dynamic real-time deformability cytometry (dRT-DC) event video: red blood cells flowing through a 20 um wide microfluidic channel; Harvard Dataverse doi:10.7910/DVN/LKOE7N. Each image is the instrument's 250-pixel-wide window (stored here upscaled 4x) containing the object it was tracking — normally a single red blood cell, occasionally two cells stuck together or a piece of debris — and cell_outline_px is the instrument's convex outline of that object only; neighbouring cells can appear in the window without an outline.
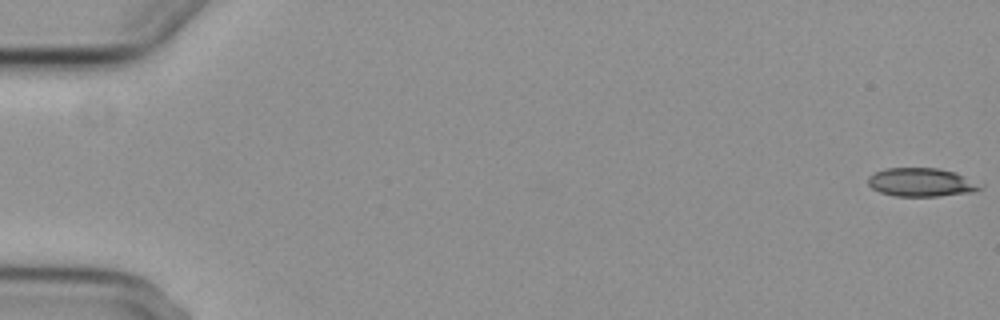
{"species": "common noctule bat (a hibernating species)", "species_latin": "Nyctalus noctula", "temperature_condition": "cold", "stored_images_in_passage": 5, "camera_frame_rate_fps": 3000, "um_per_image_px": 0.085, "animal": {"sex": "female", "body_mass_g": 29.2, "forearm_length_mm": 56.3}, "frame": {"image": 1, "passage_image": 1, "time_ms": 0.0, "image_size_px": [1000, 320], "cell_outline_px": [[980, 188], [972, 192], [940, 196], [896, 196], [880, 192], [872, 188], [868, 184], [868, 176], [884, 168], [936, 168], [956, 172]], "centroid_in_image_um": [78.19, 15.49], "position_along_channel_um": 6.8, "area_um2": 18.15}}
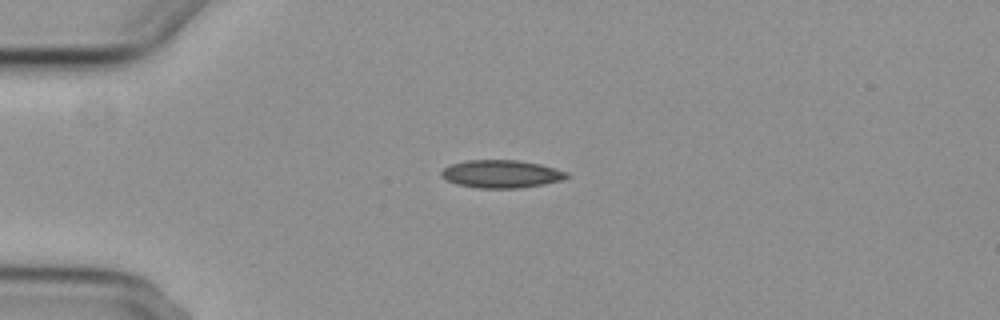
{"frame": {"image": 2, "passage_image": 4, "time_ms": 4.667, "image_size_px": [1000, 320], "cell_outline_px": [[568, 176], [564, 180], [544, 184], [520, 188], [476, 188], [456, 184], [440, 176], [440, 172], [444, 168], [452, 164], [468, 160], [520, 160], [540, 164], [568, 172]], "centroid_in_image_um": [42.62, 14.79], "position_along_channel_um": 42.4, "area_um2": 20.4}}